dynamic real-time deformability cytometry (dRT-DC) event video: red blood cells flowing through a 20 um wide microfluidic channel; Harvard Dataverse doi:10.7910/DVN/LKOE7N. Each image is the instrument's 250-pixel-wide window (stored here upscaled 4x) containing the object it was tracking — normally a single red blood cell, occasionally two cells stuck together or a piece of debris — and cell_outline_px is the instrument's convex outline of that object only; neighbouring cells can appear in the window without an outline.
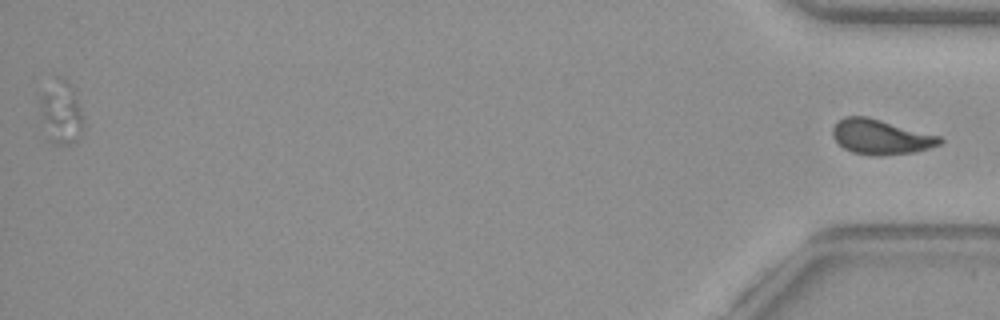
{"species": "common noctule bat (a hibernating species)", "species_latin": "Nyctalus noctula", "temperature_condition": "warm", "stored_images_in_passage": 47, "segment_of_instrument_passage": [2, 2], "camera_frame_rate_fps": 3000, "um_per_image_px": 0.085, "animal": {"sex": "female", "body_mass_g": 29.2, "forearm_length_mm": 56.3}, "frame": {"image": 1, "passage_image": 47, "time_ms": 15.333, "image_size_px": [1000, 320], "cell_outline_px": [[944, 140], [940, 144], [916, 152], [880, 156], [876, 156], [852, 152], [844, 148], [832, 136], [832, 128], [844, 116], [868, 116], [940, 136]], "centroid_in_image_um": [74.87, 11.63], "position_along_channel_um": 360.3, "area_um2": 21.79}}